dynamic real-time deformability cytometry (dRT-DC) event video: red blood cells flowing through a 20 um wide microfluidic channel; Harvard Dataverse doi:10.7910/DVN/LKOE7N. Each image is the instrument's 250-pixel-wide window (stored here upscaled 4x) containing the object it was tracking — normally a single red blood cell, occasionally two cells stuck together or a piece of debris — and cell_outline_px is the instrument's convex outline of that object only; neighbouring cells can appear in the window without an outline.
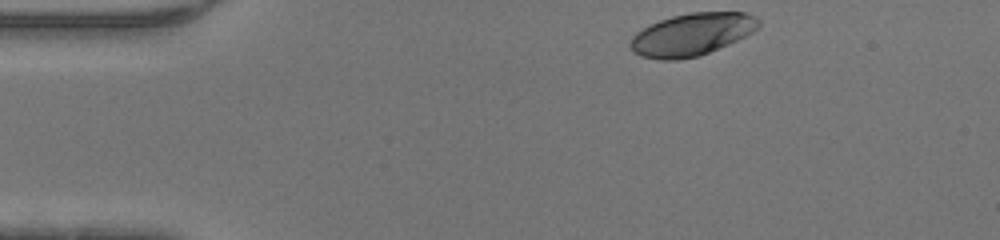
{"species": "human", "species_latin": "Homo sapiens", "temperature_condition": "warm", "stored_images_in_passage": 36, "camera_frame_rate_fps": 3000, "um_per_image_px": 0.085, "donor": {"sex": "male"}, "frame": {"image": 1, "passage_image": 1, "time_ms": 0.0, "image_size_px": [1000, 240], "cell_outline_px": [[760, 24], [752, 32], [728, 44], [708, 52], [696, 56], [676, 60], [660, 60], [640, 56], [628, 48], [628, 44], [632, 36], [636, 32], [660, 20], [672, 16], [692, 12], [748, 12], [760, 20]], "centroid_in_image_um": [58.77, 2.92], "position_along_channel_um": 26.2, "area_um2": 31.56}}
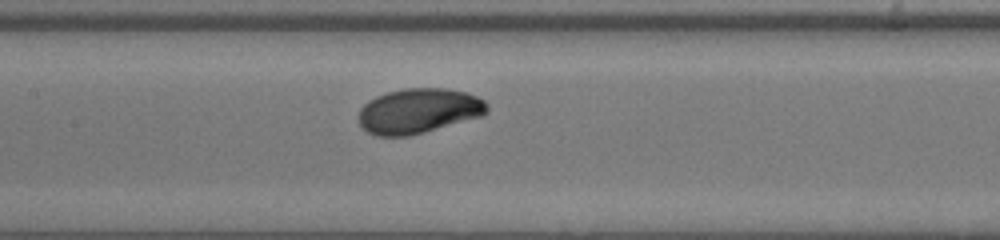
{"frame": {"image": 2, "passage_image": 16, "time_ms": 5.0, "image_size_px": [1000, 240], "cell_outline_px": [[488, 112], [484, 116], [424, 132], [408, 136], [380, 136], [368, 132], [360, 124], [360, 108], [368, 100], [376, 96], [388, 92], [404, 88], [444, 88], [468, 92], [484, 100], [488, 104]], "centroid_in_image_um": [35.63, 9.42], "position_along_channel_um": 171.8, "area_um2": 33.76}}
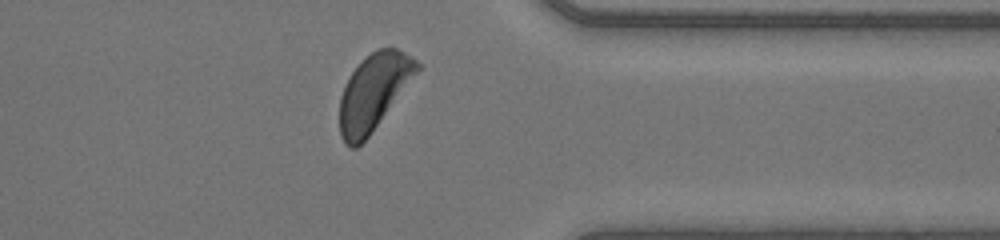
{"frame": {"image": 3, "passage_image": 31, "time_ms": 10.0, "image_size_px": [1000, 240], "cell_outline_px": [[420, 68], [372, 132], [356, 148], [348, 148], [344, 144], [340, 136], [340, 96], [352, 72], [376, 48], [396, 48], [412, 56], [420, 64]], "centroid_in_image_um": [31.74, 7.85], "position_along_channel_um": 379.7, "area_um2": 33.58}}